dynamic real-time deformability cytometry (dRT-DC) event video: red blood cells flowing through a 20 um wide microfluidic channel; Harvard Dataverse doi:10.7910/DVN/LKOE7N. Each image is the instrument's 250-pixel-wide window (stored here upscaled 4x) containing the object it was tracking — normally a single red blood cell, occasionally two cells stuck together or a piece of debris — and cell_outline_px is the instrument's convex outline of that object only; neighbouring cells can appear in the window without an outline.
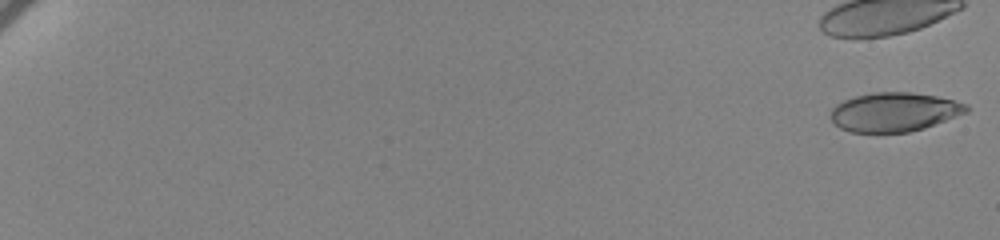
{"species": "human", "species_latin": "Homo sapiens", "temperature_condition": "cold", "stored_images_in_passage": 62, "camera_frame_rate_fps": 3000, "um_per_image_px": 0.085, "donor": {"sex": "female"}, "frame": {"image": 1, "passage_image": 1, "time_ms": 0.0, "image_size_px": [1000, 240], "cell_outline_px": [[968, 112], [924, 128], [908, 132], [852, 132], [840, 128], [832, 120], [832, 108], [836, 104], [844, 100], [856, 96], [872, 92], [912, 92], [936, 96], [968, 104]], "centroid_in_image_um": [76.02, 9.51], "position_along_channel_um": 9.0, "area_um2": 30.69}}